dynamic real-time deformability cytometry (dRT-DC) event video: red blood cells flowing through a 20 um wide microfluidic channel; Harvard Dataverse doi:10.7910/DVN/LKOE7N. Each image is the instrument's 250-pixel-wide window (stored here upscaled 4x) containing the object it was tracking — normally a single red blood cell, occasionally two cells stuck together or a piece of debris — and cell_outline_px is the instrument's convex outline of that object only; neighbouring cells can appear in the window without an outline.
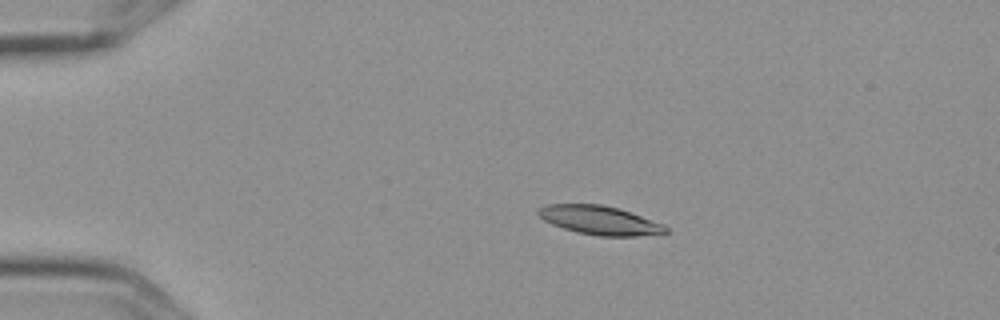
{"species": "Egyptian fruit bat (a non-hibernating species)", "species_latin": "Rousettus aegyptiacus", "temperature_condition": "cold", "stored_images_in_passage": 6, "camera_frame_rate_fps": 3000, "um_per_image_px": 0.085, "frame": {"image": 1, "passage_image": 3, "time_ms": 0.667, "image_size_px": [1000, 320], "cell_outline_px": [[668, 232], [636, 236], [600, 236], [576, 232], [552, 224], [544, 220], [536, 212], [536, 208], [548, 204], [600, 204], [620, 208], [664, 224], [668, 228]], "centroid_in_image_um": [50.96, 18.71], "position_along_channel_um": 34.0, "area_um2": 21.44}}
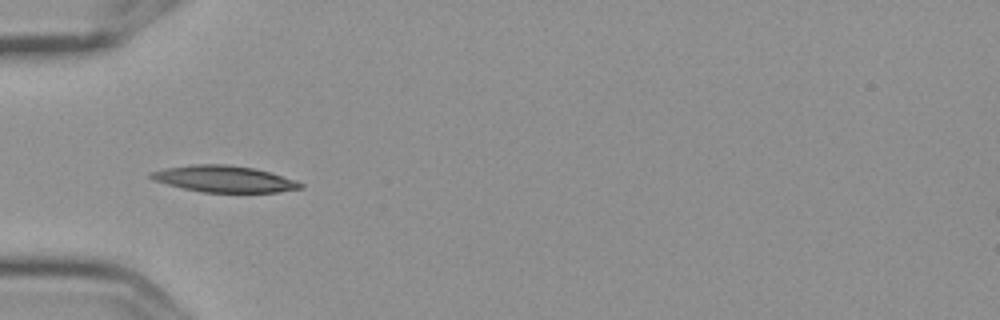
{"frame": {"image": 2, "passage_image": 5, "time_ms": 1.333, "image_size_px": [1000, 320], "cell_outline_px": [[304, 188], [280, 192], [204, 192], [184, 188], [152, 180], [148, 176], [148, 172], [164, 168], [192, 164], [228, 164], [252, 168], [268, 172], [304, 184]], "centroid_in_image_um": [18.99, 15.2], "position_along_channel_um": 66.0, "area_um2": 22.89}}
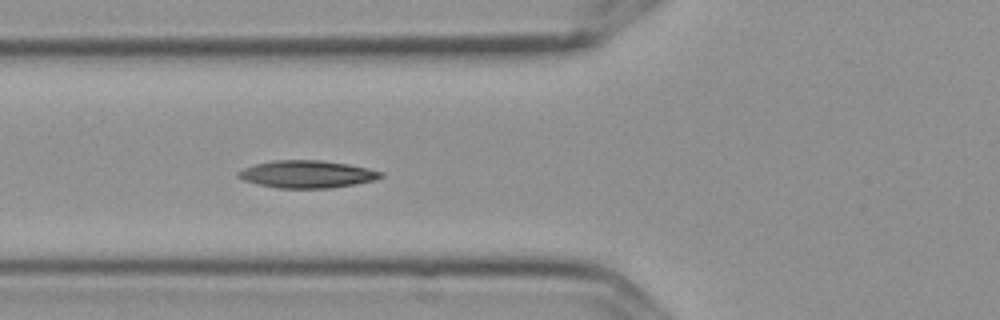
{"frame": {"image": 3, "passage_image": 6, "time_ms": 1.667, "image_size_px": [1000, 320], "cell_outline_px": [[384, 176], [376, 180], [328, 188], [276, 188], [256, 184], [244, 180], [236, 176], [236, 172], [244, 168], [256, 164], [276, 160], [320, 160], [348, 164], [368, 168], [384, 172]], "centroid_in_image_um": [26.09, 14.8], "position_along_channel_um": 99.7, "area_um2": 22.77}}